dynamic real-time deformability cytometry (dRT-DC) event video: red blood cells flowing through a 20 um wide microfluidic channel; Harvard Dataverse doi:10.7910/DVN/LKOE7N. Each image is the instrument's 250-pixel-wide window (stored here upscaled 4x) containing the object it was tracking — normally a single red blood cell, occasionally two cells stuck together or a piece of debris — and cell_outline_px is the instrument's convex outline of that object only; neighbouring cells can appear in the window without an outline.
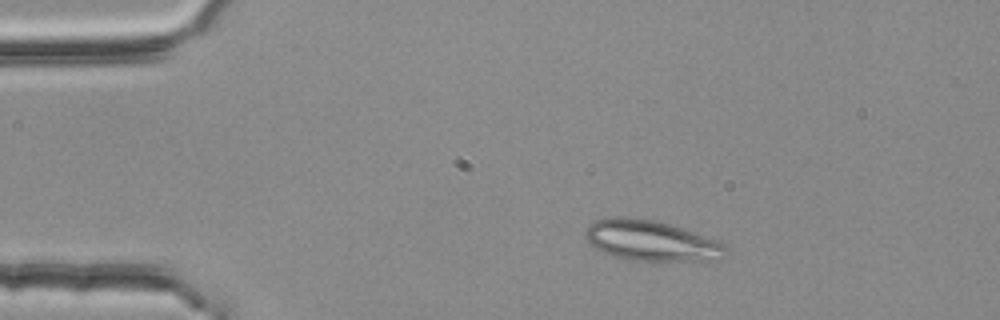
{"species": "common noctule bat (a hibernating species)", "species_latin": "Nyctalus noctula", "temperature_condition": "room temperature", "stored_images_in_passage": 43, "segment_of_instrument_passage": [1, 2], "camera_frame_rate_fps": 3000, "um_per_image_px": 0.085, "animal": {"sex": "female", "body_mass_g": 25.1}, "frame": {"image": 1, "passage_image": 1, "time_ms": 0.0, "image_size_px": [1000, 320], "cell_outline_px": [[728, 248], [720, 260], [624, 260], [612, 256], [596, 248], [584, 236], [584, 232], [588, 224], [596, 220], [608, 216], [624, 216], [652, 220], [672, 224], [716, 240], [724, 244]], "centroid_in_image_um": [55.31, 20.44], "position_along_channel_um": 29.7, "area_um2": 33.18}}